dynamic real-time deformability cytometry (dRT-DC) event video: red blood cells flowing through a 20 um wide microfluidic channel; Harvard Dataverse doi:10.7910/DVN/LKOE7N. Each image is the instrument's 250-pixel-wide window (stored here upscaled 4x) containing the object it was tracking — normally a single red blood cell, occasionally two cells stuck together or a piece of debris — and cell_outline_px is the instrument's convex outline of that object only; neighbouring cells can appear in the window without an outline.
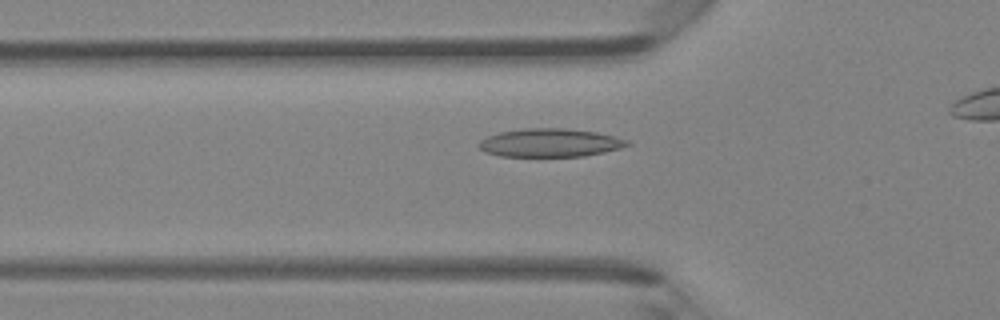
{"species": "Egyptian fruit bat (a non-hibernating species)", "species_latin": "Rousettus aegyptiacus", "temperature_condition": "room temperature", "stored_images_in_passage": 35, "camera_frame_rate_fps": 3000, "um_per_image_px": 0.085, "animal": {"sex": "female"}, "frame": {"image": 1, "passage_image": 12, "time_ms": 3.667, "image_size_px": [1000, 320], "cell_outline_px": [[632, 144], [620, 148], [604, 152], [584, 156], [500, 156], [484, 152], [476, 144], [480, 140], [488, 136], [500, 132], [524, 128], [564, 128], [596, 132], [628, 140]], "centroid_in_image_um": [46.72, 12.13], "position_along_channel_um": 79.1, "area_um2": 24.45}}
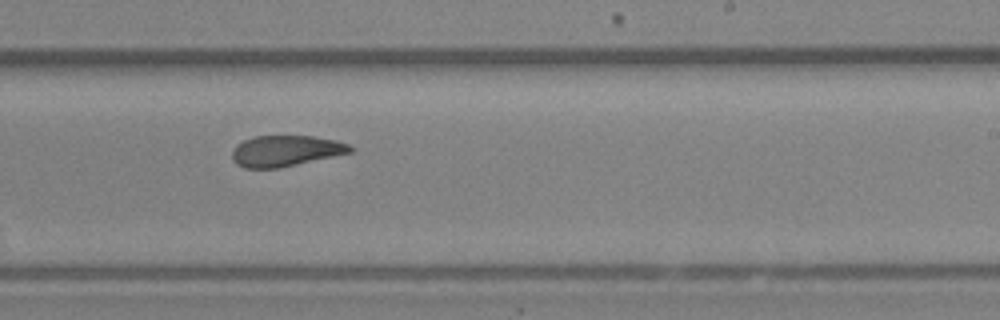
{"frame": {"image": 2, "passage_image": 25, "time_ms": 8.0, "image_size_px": [1000, 320], "cell_outline_px": [[356, 148], [352, 152], [280, 168], [244, 168], [236, 164], [232, 160], [232, 152], [236, 144], [244, 140], [256, 136], [312, 136], [336, 140], [348, 144]], "centroid_in_image_um": [24.28, 12.83], "position_along_channel_um": 264.7, "area_um2": 21.39}}
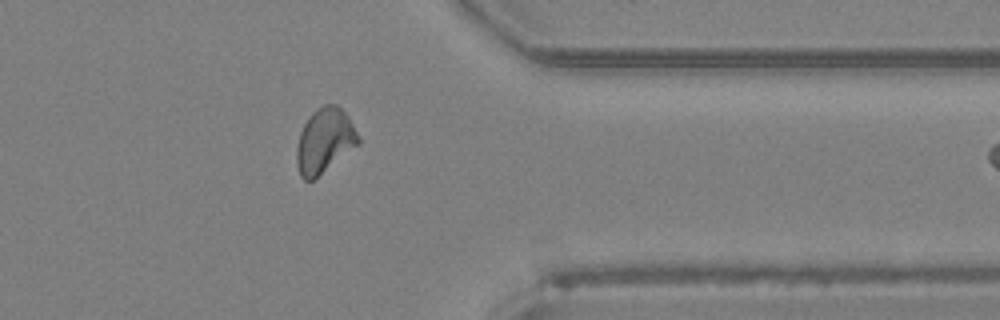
{"frame": {"image": 3, "passage_image": 34, "time_ms": 11.0, "image_size_px": [1000, 320], "cell_outline_px": [[360, 144], [312, 180], [304, 180], [300, 176], [296, 164], [296, 148], [300, 132], [308, 116], [312, 112], [324, 104], [336, 104], [348, 116], [360, 140]], "centroid_in_image_um": [27.57, 11.96], "position_along_channel_um": 383.8, "area_um2": 23.12}}